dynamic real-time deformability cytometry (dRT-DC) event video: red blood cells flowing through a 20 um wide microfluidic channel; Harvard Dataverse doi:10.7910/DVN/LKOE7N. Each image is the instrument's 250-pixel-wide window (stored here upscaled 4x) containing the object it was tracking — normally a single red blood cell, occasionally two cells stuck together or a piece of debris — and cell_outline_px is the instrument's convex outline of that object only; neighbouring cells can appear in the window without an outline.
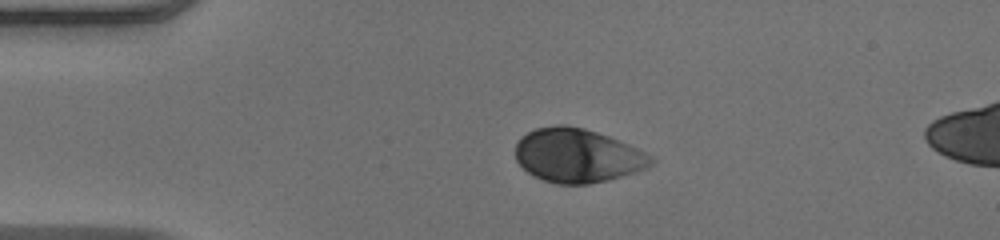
{"species": "human", "species_latin": "Homo sapiens", "temperature_condition": "warm", "stored_images_in_passage": 40, "camera_frame_rate_fps": 3000, "um_per_image_px": 0.085, "donor": {"sex": "male"}, "frame": {"image": 1, "passage_image": 1, "time_ms": 0.0, "image_size_px": [1000, 240], "cell_outline_px": [[656, 160], [648, 168], [636, 172], [608, 180], [588, 184], [556, 184], [544, 180], [528, 172], [516, 160], [516, 144], [520, 136], [536, 128], [556, 124], [564, 124], [584, 128], [608, 136], [628, 144], [652, 156]], "centroid_in_image_um": [49.09, 13.22], "position_along_channel_um": 35.9, "area_um2": 42.6}}
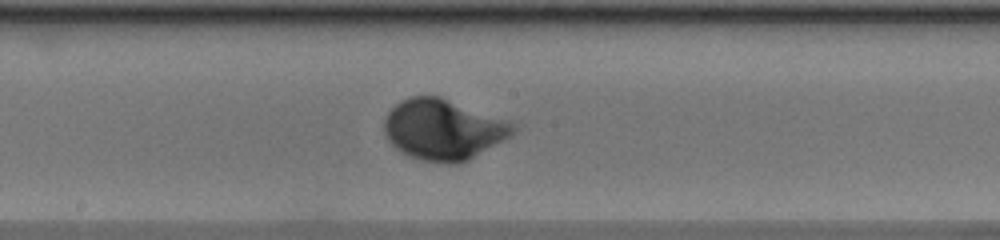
{"frame": {"image": 2, "passage_image": 17, "time_ms": 5.333, "image_size_px": [1000, 240], "cell_outline_px": [[516, 128], [508, 136], [468, 160], [460, 164], [448, 164], [420, 160], [408, 156], [400, 152], [384, 136], [384, 116], [400, 100], [408, 96], [440, 96], [516, 124]], "centroid_in_image_um": [37.59, 11.01], "position_along_channel_um": 210.6, "area_um2": 45.26}}
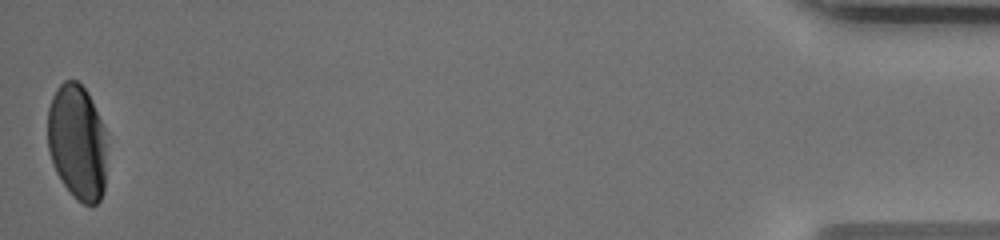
{"frame": {"image": 3, "passage_image": 40, "time_ms": 13.0, "image_size_px": [1000, 240], "cell_outline_px": [[104, 192], [100, 200], [96, 204], [84, 204], [76, 200], [64, 184], [56, 172], [48, 148], [48, 108], [52, 96], [56, 88], [64, 80], [76, 80], [88, 92], [92, 100], [104, 128]], "centroid_in_image_um": [6.54, 12.06], "position_along_channel_um": 428.7, "area_um2": 39.54}, "authors_computed_cell_mechanics": {"area_um2": 42.483, "velocity_mm_per_s": 4.0466, "shape_relaxation_time_tau1_ms": 2.0376, "shape_relaxation_time_tau2_ms": null, "deformation_change_tau1": 0.1473, "deformation_change_tau2": null}}